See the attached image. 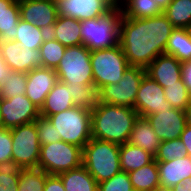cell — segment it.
<instances>
[{
	"label": "cell",
	"instance_id": "6da1fadb",
	"mask_svg": "<svg viewBox=\"0 0 191 191\" xmlns=\"http://www.w3.org/2000/svg\"><path fill=\"white\" fill-rule=\"evenodd\" d=\"M174 29L164 13L144 19L122 16L119 45L129 65L146 68L158 55L165 54Z\"/></svg>",
	"mask_w": 191,
	"mask_h": 191
},
{
	"label": "cell",
	"instance_id": "7a4b0ae2",
	"mask_svg": "<svg viewBox=\"0 0 191 191\" xmlns=\"http://www.w3.org/2000/svg\"><path fill=\"white\" fill-rule=\"evenodd\" d=\"M138 117L136 110L128 106L98 102L91 110L92 138L125 144Z\"/></svg>",
	"mask_w": 191,
	"mask_h": 191
},
{
	"label": "cell",
	"instance_id": "3957f363",
	"mask_svg": "<svg viewBox=\"0 0 191 191\" xmlns=\"http://www.w3.org/2000/svg\"><path fill=\"white\" fill-rule=\"evenodd\" d=\"M120 145L91 138L83 147L82 165L101 183L121 172Z\"/></svg>",
	"mask_w": 191,
	"mask_h": 191
},
{
	"label": "cell",
	"instance_id": "277c9868",
	"mask_svg": "<svg viewBox=\"0 0 191 191\" xmlns=\"http://www.w3.org/2000/svg\"><path fill=\"white\" fill-rule=\"evenodd\" d=\"M122 16L121 9L113 8L101 17L80 21L82 44L90 51L118 46Z\"/></svg>",
	"mask_w": 191,
	"mask_h": 191
},
{
	"label": "cell",
	"instance_id": "5b68a950",
	"mask_svg": "<svg viewBox=\"0 0 191 191\" xmlns=\"http://www.w3.org/2000/svg\"><path fill=\"white\" fill-rule=\"evenodd\" d=\"M47 118L56 127L57 138L64 142L83 149L92 138L91 110L74 106Z\"/></svg>",
	"mask_w": 191,
	"mask_h": 191
},
{
	"label": "cell",
	"instance_id": "8992f818",
	"mask_svg": "<svg viewBox=\"0 0 191 191\" xmlns=\"http://www.w3.org/2000/svg\"><path fill=\"white\" fill-rule=\"evenodd\" d=\"M90 62L98 91L106 85L119 83L130 66L120 45L91 51Z\"/></svg>",
	"mask_w": 191,
	"mask_h": 191
},
{
	"label": "cell",
	"instance_id": "52a82bcc",
	"mask_svg": "<svg viewBox=\"0 0 191 191\" xmlns=\"http://www.w3.org/2000/svg\"><path fill=\"white\" fill-rule=\"evenodd\" d=\"M91 51L82 45L66 47L59 65L55 69L58 80L65 84L81 83L94 85Z\"/></svg>",
	"mask_w": 191,
	"mask_h": 191
},
{
	"label": "cell",
	"instance_id": "ba28073f",
	"mask_svg": "<svg viewBox=\"0 0 191 191\" xmlns=\"http://www.w3.org/2000/svg\"><path fill=\"white\" fill-rule=\"evenodd\" d=\"M83 149L62 140L41 145L38 168L50 175L82 166Z\"/></svg>",
	"mask_w": 191,
	"mask_h": 191
},
{
	"label": "cell",
	"instance_id": "9c48e42d",
	"mask_svg": "<svg viewBox=\"0 0 191 191\" xmlns=\"http://www.w3.org/2000/svg\"><path fill=\"white\" fill-rule=\"evenodd\" d=\"M145 75V68L129 66L119 83L106 85L98 91V102L134 109L136 94Z\"/></svg>",
	"mask_w": 191,
	"mask_h": 191
},
{
	"label": "cell",
	"instance_id": "30bf717a",
	"mask_svg": "<svg viewBox=\"0 0 191 191\" xmlns=\"http://www.w3.org/2000/svg\"><path fill=\"white\" fill-rule=\"evenodd\" d=\"M12 160L23 169L38 168L40 142L35 122L11 128Z\"/></svg>",
	"mask_w": 191,
	"mask_h": 191
},
{
	"label": "cell",
	"instance_id": "8fae6325",
	"mask_svg": "<svg viewBox=\"0 0 191 191\" xmlns=\"http://www.w3.org/2000/svg\"><path fill=\"white\" fill-rule=\"evenodd\" d=\"M0 108L3 128L11 129L32 123L40 117V109L25 94L8 99L0 98Z\"/></svg>",
	"mask_w": 191,
	"mask_h": 191
},
{
	"label": "cell",
	"instance_id": "7c38bea8",
	"mask_svg": "<svg viewBox=\"0 0 191 191\" xmlns=\"http://www.w3.org/2000/svg\"><path fill=\"white\" fill-rule=\"evenodd\" d=\"M171 108V104L165 98L164 88L145 75L140 83L134 104V109L139 116L147 117Z\"/></svg>",
	"mask_w": 191,
	"mask_h": 191
},
{
	"label": "cell",
	"instance_id": "4fadbf2b",
	"mask_svg": "<svg viewBox=\"0 0 191 191\" xmlns=\"http://www.w3.org/2000/svg\"><path fill=\"white\" fill-rule=\"evenodd\" d=\"M20 19L49 33L54 26L58 11L52 0H18Z\"/></svg>",
	"mask_w": 191,
	"mask_h": 191
},
{
	"label": "cell",
	"instance_id": "5bb4252c",
	"mask_svg": "<svg viewBox=\"0 0 191 191\" xmlns=\"http://www.w3.org/2000/svg\"><path fill=\"white\" fill-rule=\"evenodd\" d=\"M0 57L11 71L28 73L41 67L40 51L21 48L16 41H0Z\"/></svg>",
	"mask_w": 191,
	"mask_h": 191
},
{
	"label": "cell",
	"instance_id": "9a60e30c",
	"mask_svg": "<svg viewBox=\"0 0 191 191\" xmlns=\"http://www.w3.org/2000/svg\"><path fill=\"white\" fill-rule=\"evenodd\" d=\"M146 118L161 142L180 138L186 126L185 112L176 108L164 109Z\"/></svg>",
	"mask_w": 191,
	"mask_h": 191
},
{
	"label": "cell",
	"instance_id": "2e32d148",
	"mask_svg": "<svg viewBox=\"0 0 191 191\" xmlns=\"http://www.w3.org/2000/svg\"><path fill=\"white\" fill-rule=\"evenodd\" d=\"M58 16L79 21L101 17L113 8L105 0H56Z\"/></svg>",
	"mask_w": 191,
	"mask_h": 191
},
{
	"label": "cell",
	"instance_id": "e0dca14e",
	"mask_svg": "<svg viewBox=\"0 0 191 191\" xmlns=\"http://www.w3.org/2000/svg\"><path fill=\"white\" fill-rule=\"evenodd\" d=\"M58 81L55 69L44 67L32 69L27 73L25 95L41 109L46 96Z\"/></svg>",
	"mask_w": 191,
	"mask_h": 191
},
{
	"label": "cell",
	"instance_id": "ac0fdd59",
	"mask_svg": "<svg viewBox=\"0 0 191 191\" xmlns=\"http://www.w3.org/2000/svg\"><path fill=\"white\" fill-rule=\"evenodd\" d=\"M145 69L146 75L163 88L182 79L181 62L172 55H158Z\"/></svg>",
	"mask_w": 191,
	"mask_h": 191
},
{
	"label": "cell",
	"instance_id": "d6986e66",
	"mask_svg": "<svg viewBox=\"0 0 191 191\" xmlns=\"http://www.w3.org/2000/svg\"><path fill=\"white\" fill-rule=\"evenodd\" d=\"M160 185L174 187L191 177V157L184 156L169 161L157 162Z\"/></svg>",
	"mask_w": 191,
	"mask_h": 191
},
{
	"label": "cell",
	"instance_id": "ffe728a7",
	"mask_svg": "<svg viewBox=\"0 0 191 191\" xmlns=\"http://www.w3.org/2000/svg\"><path fill=\"white\" fill-rule=\"evenodd\" d=\"M128 143L142 148L155 157L161 140L154 132L149 120L146 117L139 116L130 133Z\"/></svg>",
	"mask_w": 191,
	"mask_h": 191
},
{
	"label": "cell",
	"instance_id": "44dd1931",
	"mask_svg": "<svg viewBox=\"0 0 191 191\" xmlns=\"http://www.w3.org/2000/svg\"><path fill=\"white\" fill-rule=\"evenodd\" d=\"M48 34L66 47L82 45L80 21L71 17L58 16Z\"/></svg>",
	"mask_w": 191,
	"mask_h": 191
},
{
	"label": "cell",
	"instance_id": "7402d4cb",
	"mask_svg": "<svg viewBox=\"0 0 191 191\" xmlns=\"http://www.w3.org/2000/svg\"><path fill=\"white\" fill-rule=\"evenodd\" d=\"M74 107L73 97L67 84L58 81L46 96L40 109V116L47 118L50 115L68 110Z\"/></svg>",
	"mask_w": 191,
	"mask_h": 191
},
{
	"label": "cell",
	"instance_id": "603a6c76",
	"mask_svg": "<svg viewBox=\"0 0 191 191\" xmlns=\"http://www.w3.org/2000/svg\"><path fill=\"white\" fill-rule=\"evenodd\" d=\"M20 20L18 0H0V41H13Z\"/></svg>",
	"mask_w": 191,
	"mask_h": 191
},
{
	"label": "cell",
	"instance_id": "cb8c5ba5",
	"mask_svg": "<svg viewBox=\"0 0 191 191\" xmlns=\"http://www.w3.org/2000/svg\"><path fill=\"white\" fill-rule=\"evenodd\" d=\"M58 176L65 191H98V183L83 165Z\"/></svg>",
	"mask_w": 191,
	"mask_h": 191
},
{
	"label": "cell",
	"instance_id": "d4e9b609",
	"mask_svg": "<svg viewBox=\"0 0 191 191\" xmlns=\"http://www.w3.org/2000/svg\"><path fill=\"white\" fill-rule=\"evenodd\" d=\"M120 166L123 172H131L148 165L154 157L131 143L120 145Z\"/></svg>",
	"mask_w": 191,
	"mask_h": 191
},
{
	"label": "cell",
	"instance_id": "484cf974",
	"mask_svg": "<svg viewBox=\"0 0 191 191\" xmlns=\"http://www.w3.org/2000/svg\"><path fill=\"white\" fill-rule=\"evenodd\" d=\"M165 54L174 56L178 61H191V38L186 28H175L166 45Z\"/></svg>",
	"mask_w": 191,
	"mask_h": 191
},
{
	"label": "cell",
	"instance_id": "4316f807",
	"mask_svg": "<svg viewBox=\"0 0 191 191\" xmlns=\"http://www.w3.org/2000/svg\"><path fill=\"white\" fill-rule=\"evenodd\" d=\"M18 32H15V39L21 48L39 50L45 38L49 35L45 30L36 27L22 19L17 25Z\"/></svg>",
	"mask_w": 191,
	"mask_h": 191
},
{
	"label": "cell",
	"instance_id": "83f0119b",
	"mask_svg": "<svg viewBox=\"0 0 191 191\" xmlns=\"http://www.w3.org/2000/svg\"><path fill=\"white\" fill-rule=\"evenodd\" d=\"M128 174L133 189L137 191H151L160 184L157 162L155 160Z\"/></svg>",
	"mask_w": 191,
	"mask_h": 191
},
{
	"label": "cell",
	"instance_id": "f1b7e54d",
	"mask_svg": "<svg viewBox=\"0 0 191 191\" xmlns=\"http://www.w3.org/2000/svg\"><path fill=\"white\" fill-rule=\"evenodd\" d=\"M120 9L124 17L138 19L155 17L164 12L154 0H125Z\"/></svg>",
	"mask_w": 191,
	"mask_h": 191
},
{
	"label": "cell",
	"instance_id": "f546056e",
	"mask_svg": "<svg viewBox=\"0 0 191 191\" xmlns=\"http://www.w3.org/2000/svg\"><path fill=\"white\" fill-rule=\"evenodd\" d=\"M163 13L175 28H186L191 23V0H171Z\"/></svg>",
	"mask_w": 191,
	"mask_h": 191
},
{
	"label": "cell",
	"instance_id": "4dcf8cb0",
	"mask_svg": "<svg viewBox=\"0 0 191 191\" xmlns=\"http://www.w3.org/2000/svg\"><path fill=\"white\" fill-rule=\"evenodd\" d=\"M65 49L66 46L48 35L39 48L41 67L56 69L64 55Z\"/></svg>",
	"mask_w": 191,
	"mask_h": 191
},
{
	"label": "cell",
	"instance_id": "1f68e13d",
	"mask_svg": "<svg viewBox=\"0 0 191 191\" xmlns=\"http://www.w3.org/2000/svg\"><path fill=\"white\" fill-rule=\"evenodd\" d=\"M67 86L70 88L74 106L92 110L98 103V89L95 85L75 83Z\"/></svg>",
	"mask_w": 191,
	"mask_h": 191
},
{
	"label": "cell",
	"instance_id": "d6a6232c",
	"mask_svg": "<svg viewBox=\"0 0 191 191\" xmlns=\"http://www.w3.org/2000/svg\"><path fill=\"white\" fill-rule=\"evenodd\" d=\"M48 175L40 168L22 169L19 176L18 191H43Z\"/></svg>",
	"mask_w": 191,
	"mask_h": 191
},
{
	"label": "cell",
	"instance_id": "836d02e7",
	"mask_svg": "<svg viewBox=\"0 0 191 191\" xmlns=\"http://www.w3.org/2000/svg\"><path fill=\"white\" fill-rule=\"evenodd\" d=\"M23 168L14 160L0 163V191H18L20 172Z\"/></svg>",
	"mask_w": 191,
	"mask_h": 191
},
{
	"label": "cell",
	"instance_id": "e575fe53",
	"mask_svg": "<svg viewBox=\"0 0 191 191\" xmlns=\"http://www.w3.org/2000/svg\"><path fill=\"white\" fill-rule=\"evenodd\" d=\"M27 73L10 71L8 78L1 85V98H12L25 94Z\"/></svg>",
	"mask_w": 191,
	"mask_h": 191
},
{
	"label": "cell",
	"instance_id": "d590c367",
	"mask_svg": "<svg viewBox=\"0 0 191 191\" xmlns=\"http://www.w3.org/2000/svg\"><path fill=\"white\" fill-rule=\"evenodd\" d=\"M164 95L172 108L183 111L191 101L189 90L183 82V79L177 81V84L167 85V87L164 88Z\"/></svg>",
	"mask_w": 191,
	"mask_h": 191
},
{
	"label": "cell",
	"instance_id": "8d00e7d4",
	"mask_svg": "<svg viewBox=\"0 0 191 191\" xmlns=\"http://www.w3.org/2000/svg\"><path fill=\"white\" fill-rule=\"evenodd\" d=\"M187 156V149L180 138L162 141L154 160L156 162L169 161Z\"/></svg>",
	"mask_w": 191,
	"mask_h": 191
},
{
	"label": "cell",
	"instance_id": "74e56055",
	"mask_svg": "<svg viewBox=\"0 0 191 191\" xmlns=\"http://www.w3.org/2000/svg\"><path fill=\"white\" fill-rule=\"evenodd\" d=\"M133 186L127 172H119L110 179L98 183V191H133Z\"/></svg>",
	"mask_w": 191,
	"mask_h": 191
},
{
	"label": "cell",
	"instance_id": "f35d334b",
	"mask_svg": "<svg viewBox=\"0 0 191 191\" xmlns=\"http://www.w3.org/2000/svg\"><path fill=\"white\" fill-rule=\"evenodd\" d=\"M34 122L38 130L40 145L50 144L61 140V138H57L56 127L53 126L48 118L40 116Z\"/></svg>",
	"mask_w": 191,
	"mask_h": 191
},
{
	"label": "cell",
	"instance_id": "ab89813d",
	"mask_svg": "<svg viewBox=\"0 0 191 191\" xmlns=\"http://www.w3.org/2000/svg\"><path fill=\"white\" fill-rule=\"evenodd\" d=\"M12 160V137L11 129L0 128V163Z\"/></svg>",
	"mask_w": 191,
	"mask_h": 191
},
{
	"label": "cell",
	"instance_id": "60d3db41",
	"mask_svg": "<svg viewBox=\"0 0 191 191\" xmlns=\"http://www.w3.org/2000/svg\"><path fill=\"white\" fill-rule=\"evenodd\" d=\"M43 191H65L61 178L58 175H48Z\"/></svg>",
	"mask_w": 191,
	"mask_h": 191
},
{
	"label": "cell",
	"instance_id": "b9f144b4",
	"mask_svg": "<svg viewBox=\"0 0 191 191\" xmlns=\"http://www.w3.org/2000/svg\"><path fill=\"white\" fill-rule=\"evenodd\" d=\"M181 69H182L183 82L185 83L187 89L189 90L190 97H191V61L182 62Z\"/></svg>",
	"mask_w": 191,
	"mask_h": 191
},
{
	"label": "cell",
	"instance_id": "7bdbcfd3",
	"mask_svg": "<svg viewBox=\"0 0 191 191\" xmlns=\"http://www.w3.org/2000/svg\"><path fill=\"white\" fill-rule=\"evenodd\" d=\"M180 139L187 149V155L191 157V125L186 124Z\"/></svg>",
	"mask_w": 191,
	"mask_h": 191
},
{
	"label": "cell",
	"instance_id": "ee69618b",
	"mask_svg": "<svg viewBox=\"0 0 191 191\" xmlns=\"http://www.w3.org/2000/svg\"><path fill=\"white\" fill-rule=\"evenodd\" d=\"M10 71L11 69L8 67L6 62L0 57V92H1V85L8 78Z\"/></svg>",
	"mask_w": 191,
	"mask_h": 191
},
{
	"label": "cell",
	"instance_id": "f6af8a7d",
	"mask_svg": "<svg viewBox=\"0 0 191 191\" xmlns=\"http://www.w3.org/2000/svg\"><path fill=\"white\" fill-rule=\"evenodd\" d=\"M173 191H191V177L172 187Z\"/></svg>",
	"mask_w": 191,
	"mask_h": 191
},
{
	"label": "cell",
	"instance_id": "bcb514c9",
	"mask_svg": "<svg viewBox=\"0 0 191 191\" xmlns=\"http://www.w3.org/2000/svg\"><path fill=\"white\" fill-rule=\"evenodd\" d=\"M112 8H121L125 0H105Z\"/></svg>",
	"mask_w": 191,
	"mask_h": 191
},
{
	"label": "cell",
	"instance_id": "7dc6e473",
	"mask_svg": "<svg viewBox=\"0 0 191 191\" xmlns=\"http://www.w3.org/2000/svg\"><path fill=\"white\" fill-rule=\"evenodd\" d=\"M184 112H185L186 124L191 125V101L185 108Z\"/></svg>",
	"mask_w": 191,
	"mask_h": 191
},
{
	"label": "cell",
	"instance_id": "c3c4849f",
	"mask_svg": "<svg viewBox=\"0 0 191 191\" xmlns=\"http://www.w3.org/2000/svg\"><path fill=\"white\" fill-rule=\"evenodd\" d=\"M155 3L158 4V6L164 11L167 6L169 5V3L171 2V0H154Z\"/></svg>",
	"mask_w": 191,
	"mask_h": 191
},
{
	"label": "cell",
	"instance_id": "681fc988",
	"mask_svg": "<svg viewBox=\"0 0 191 191\" xmlns=\"http://www.w3.org/2000/svg\"><path fill=\"white\" fill-rule=\"evenodd\" d=\"M151 191H173L172 188L170 187H166V186H163V185H158L156 186L154 189H152Z\"/></svg>",
	"mask_w": 191,
	"mask_h": 191
},
{
	"label": "cell",
	"instance_id": "f907efd6",
	"mask_svg": "<svg viewBox=\"0 0 191 191\" xmlns=\"http://www.w3.org/2000/svg\"><path fill=\"white\" fill-rule=\"evenodd\" d=\"M186 30L189 34V37L191 38V23L186 27Z\"/></svg>",
	"mask_w": 191,
	"mask_h": 191
},
{
	"label": "cell",
	"instance_id": "816d5d0a",
	"mask_svg": "<svg viewBox=\"0 0 191 191\" xmlns=\"http://www.w3.org/2000/svg\"><path fill=\"white\" fill-rule=\"evenodd\" d=\"M3 127V122H2V115H1V108H0V128Z\"/></svg>",
	"mask_w": 191,
	"mask_h": 191
}]
</instances>
